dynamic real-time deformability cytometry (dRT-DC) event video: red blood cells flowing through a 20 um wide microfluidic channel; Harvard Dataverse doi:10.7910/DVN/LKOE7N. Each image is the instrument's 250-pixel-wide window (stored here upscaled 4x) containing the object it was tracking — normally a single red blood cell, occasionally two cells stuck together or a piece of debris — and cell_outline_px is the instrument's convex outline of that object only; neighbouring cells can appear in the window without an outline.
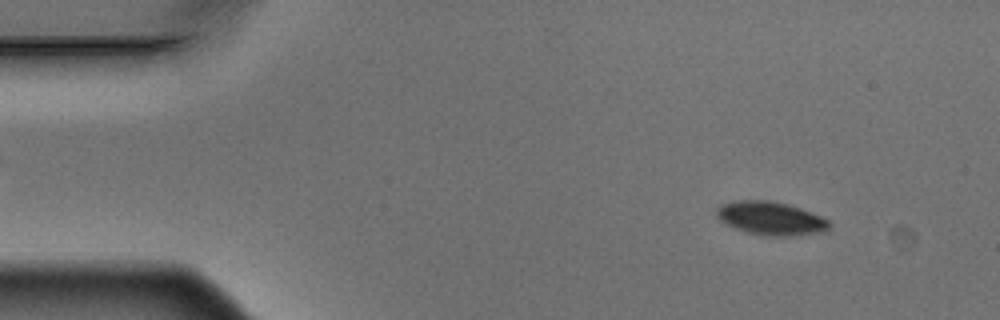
{"species": "Egyptian fruit bat (a non-hibernating species)", "species_latin": "Rousettus aegyptiacus", "temperature_condition": "warm", "stored_images_in_passage": 3, "camera_frame_rate_fps": 3000, "um_per_image_px": 0.085, "animal": {"sex": "male"}, "frame": {"image": 1, "passage_image": 1, "time_ms": 0.0, "image_size_px": [1000, 320], "cell_outline_px": [[832, 224], [824, 232], [792, 236], [764, 236], [748, 232], [736, 228], [720, 220], [716, 216], [716, 208], [720, 204], [736, 200], [768, 200], [788, 204], [800, 208], [820, 216], [828, 220]], "centroid_in_image_um": [65.51, 18.56], "position_along_channel_um": 19.5, "area_um2": 21.96}}